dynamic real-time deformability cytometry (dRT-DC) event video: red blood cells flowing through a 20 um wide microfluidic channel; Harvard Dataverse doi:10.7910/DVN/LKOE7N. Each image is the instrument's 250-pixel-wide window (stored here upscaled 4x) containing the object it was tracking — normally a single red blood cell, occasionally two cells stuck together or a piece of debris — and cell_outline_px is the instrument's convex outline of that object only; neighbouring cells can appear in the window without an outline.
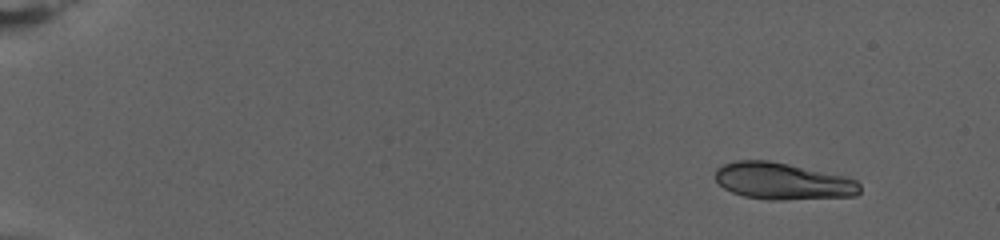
{"species": "human", "species_latin": "Homo sapiens", "temperature_condition": "warm", "stored_images_in_passage": 24, "camera_frame_rate_fps": 3000, "um_per_image_px": 0.085, "donor": {"sex": "female"}, "frame": {"image": 1, "passage_image": 1, "time_ms": 0.0, "image_size_px": [1000, 240], "cell_outline_px": [[860, 192], [856, 196], [780, 200], [768, 200], [744, 196], [732, 192], [724, 188], [716, 180], [716, 168], [724, 164], [736, 160], [768, 160], [848, 176], [856, 180], [860, 184]], "centroid_in_image_um": [66.56, 15.4], "position_along_channel_um": 18.4, "area_um2": 31.15}}
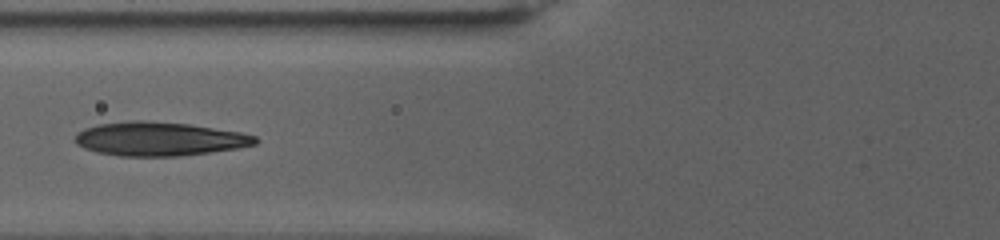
{"frame": {"image": 2, "passage_image": 21, "time_ms": 6.667, "image_size_px": [1000, 240], "cell_outline_px": [[260, 140], [256, 144], [240, 148], [180, 156], [120, 156], [96, 152], [84, 148], [76, 144], [76, 132], [84, 128], [96, 124], [136, 120], [144, 120], [188, 124], [240, 132], [256, 136]], "centroid_in_image_um": [13.54, 11.81], "position_along_channel_um": 112.3, "area_um2": 35.66}}
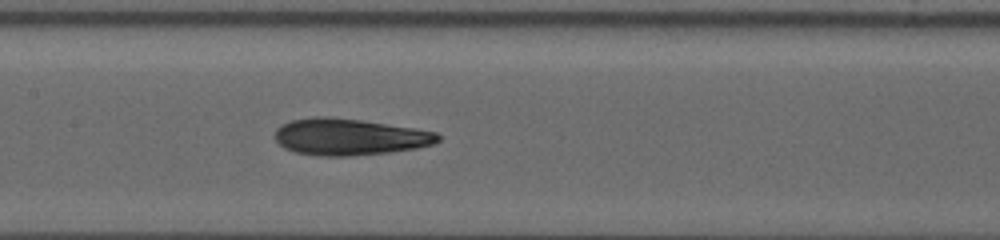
{"frame": {"image": 3, "passage_image": 24, "time_ms": 7.667, "image_size_px": [1000, 240], "cell_outline_px": [[440, 140], [436, 144], [416, 148], [388, 152], [352, 156], [316, 156], [296, 152], [284, 148], [276, 140], [276, 128], [280, 124], [292, 120], [316, 116], [328, 116], [360, 120], [412, 128], [436, 132], [440, 136]], "centroid_in_image_um": [29.68, 11.64], "position_along_channel_um": 177.7, "area_um2": 34.74}}